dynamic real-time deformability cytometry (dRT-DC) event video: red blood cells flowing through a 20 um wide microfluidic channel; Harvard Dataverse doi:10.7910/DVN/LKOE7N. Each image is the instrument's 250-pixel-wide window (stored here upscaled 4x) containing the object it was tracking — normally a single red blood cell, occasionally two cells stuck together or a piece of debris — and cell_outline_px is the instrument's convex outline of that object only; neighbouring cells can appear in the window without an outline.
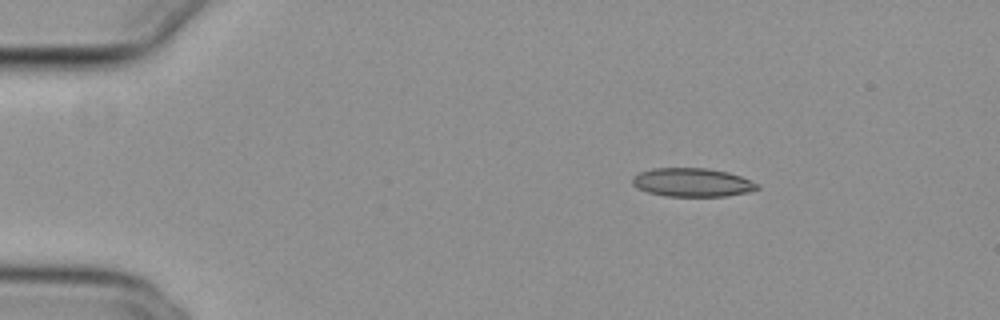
{"species": "common noctule bat (a hibernating species)", "species_latin": "Nyctalus noctula", "temperature_condition": "cold", "stored_images_in_passage": 46, "camera_frame_rate_fps": 3000, "um_per_image_px": 0.085, "animal": {"sex": "female", "body_mass_g": 29.2, "forearm_length_mm": 56.3}, "frame": {"image": 1, "passage_image": 1, "time_ms": 0.0, "image_size_px": [1000, 320], "cell_outline_px": [[760, 188], [748, 192], [724, 196], [668, 196], [648, 192], [632, 184], [632, 176], [640, 172], [652, 168], [708, 168], [728, 172], [740, 176], [760, 184]], "centroid_in_image_um": [58.86, 15.5], "position_along_channel_um": 26.1, "area_um2": 20.75}}
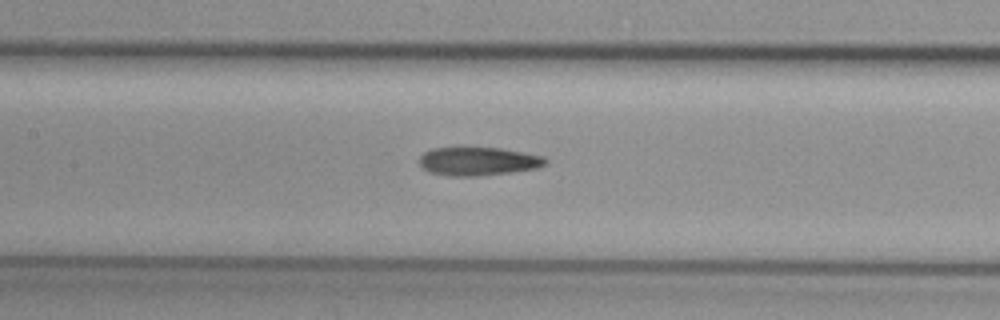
{"frame": {"image": 2, "passage_image": 18, "time_ms": 5.667, "image_size_px": [1000, 320], "cell_outline_px": [[548, 164], [540, 168], [512, 172], [480, 176], [448, 176], [428, 172], [420, 164], [420, 156], [424, 152], [432, 148], [460, 144], [500, 148], [544, 156], [548, 160]], "centroid_in_image_um": [40.63, 13.67], "position_along_channel_um": 166.8, "area_um2": 22.02}}
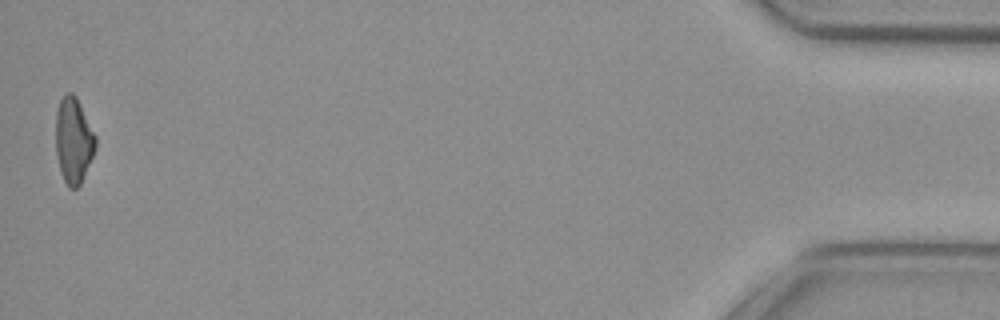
{"frame": {"image": 3, "passage_image": 46, "time_ms": 15.0, "image_size_px": [1000, 320], "cell_outline_px": [[96, 148], [80, 184], [76, 188], [68, 188], [60, 172], [56, 152], [56, 112], [60, 100], [68, 92], [72, 92], [76, 96], [96, 136]], "centroid_in_image_um": [6.24, 11.94], "position_along_channel_um": 429.0, "area_um2": 19.77}, "authors_computed_cell_mechanics": {"area_um2": 20.9525, "velocity_mm_per_s": 3.8134, "shape_relaxation_time_tau1_ms": 10.8566, "shape_relaxation_time_tau2_ms": 7.2333, "deformation_change_tau1": 0.1958, "deformation_change_tau2": 0.1737}}